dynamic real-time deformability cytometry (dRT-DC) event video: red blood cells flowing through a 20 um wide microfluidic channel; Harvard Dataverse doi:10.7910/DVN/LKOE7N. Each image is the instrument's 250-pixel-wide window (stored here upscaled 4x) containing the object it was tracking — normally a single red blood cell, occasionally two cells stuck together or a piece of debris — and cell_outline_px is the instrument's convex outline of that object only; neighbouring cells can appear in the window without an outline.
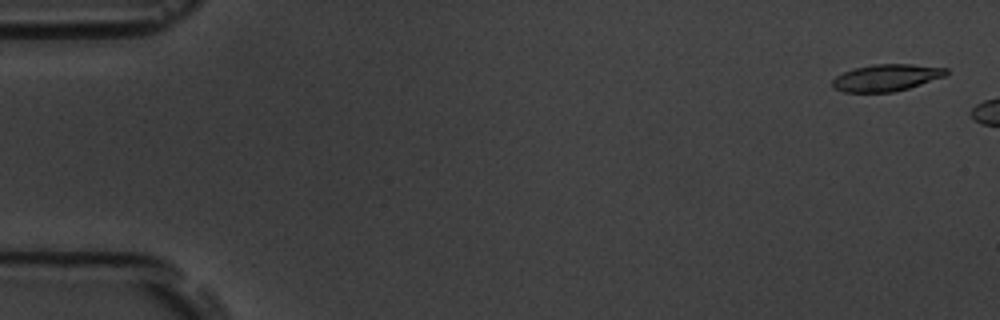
{"species": "common noctule bat (a hibernating species)", "species_latin": "Nyctalus noctula", "temperature_condition": "room temperature", "stored_images_in_passage": 7, "camera_frame_rate_fps": 3000, "um_per_image_px": 0.085, "animal": {"sex": "male", "body_mass_g": 19.5, "forearm_length_mm": 54.6}, "frame": {"image": 1, "passage_image": 2, "time_ms": 0.333, "image_size_px": [1000, 320], "cell_outline_px": [[948, 72], [944, 76], [908, 88], [892, 92], [844, 92], [832, 88], [832, 80], [836, 76], [844, 72], [856, 68], [872, 64], [912, 64], [948, 68]], "centroid_in_image_um": [75.31, 6.6], "position_along_channel_um": 9.7, "area_um2": 17.69}}